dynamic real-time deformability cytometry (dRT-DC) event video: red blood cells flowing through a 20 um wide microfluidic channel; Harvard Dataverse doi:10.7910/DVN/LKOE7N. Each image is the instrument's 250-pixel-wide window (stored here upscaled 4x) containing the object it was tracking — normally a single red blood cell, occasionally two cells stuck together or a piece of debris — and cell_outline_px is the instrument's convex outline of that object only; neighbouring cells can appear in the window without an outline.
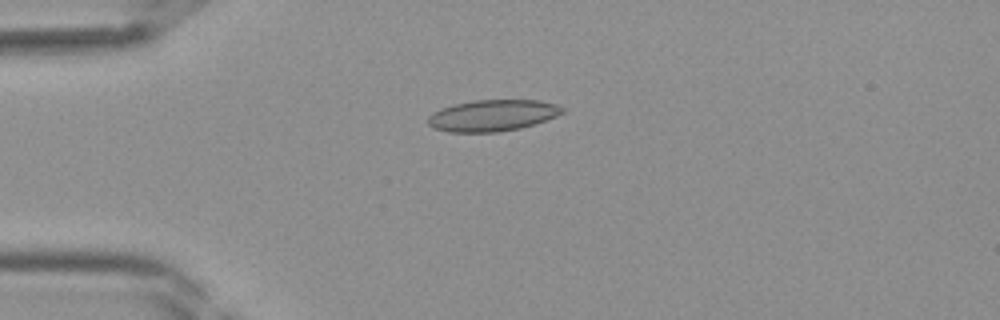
{"species": "Egyptian fruit bat (a non-hibernating species)", "species_latin": "Rousettus aegyptiacus", "temperature_condition": "room temperature", "stored_images_in_passage": 38, "camera_frame_rate_fps": 3000, "um_per_image_px": 0.085, "frame": {"image": 1, "passage_image": 8, "time_ms": 2.333, "image_size_px": [1000, 320], "cell_outline_px": [[564, 112], [556, 116], [536, 124], [520, 128], [496, 132], [448, 132], [432, 128], [428, 124], [428, 116], [432, 112], [440, 108], [472, 100], [540, 100], [556, 104], [564, 108]], "centroid_in_image_um": [41.85, 9.81], "position_along_channel_um": 43.1, "area_um2": 24.74}}
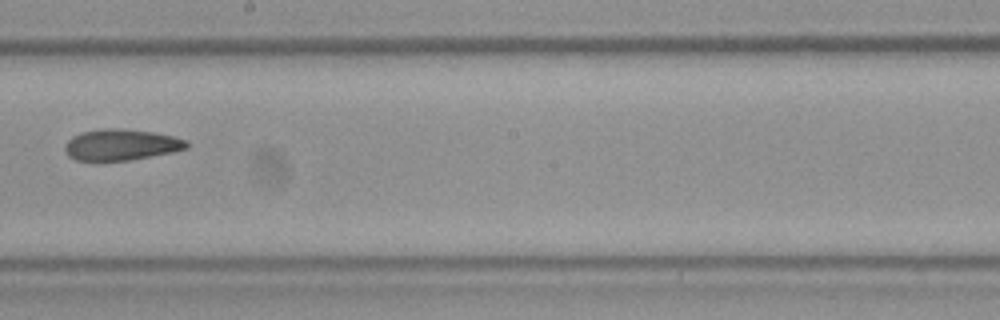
{"frame": {"image": 2, "passage_image": 21, "time_ms": 6.667, "image_size_px": [1000, 320], "cell_outline_px": [[188, 148], [172, 152], [128, 160], [76, 160], [68, 156], [64, 148], [68, 140], [72, 136], [80, 132], [104, 128], [124, 128], [152, 132], [172, 136], [188, 140]], "centroid_in_image_um": [10.29, 12.29], "position_along_channel_um": 237.9, "area_um2": 22.02}}
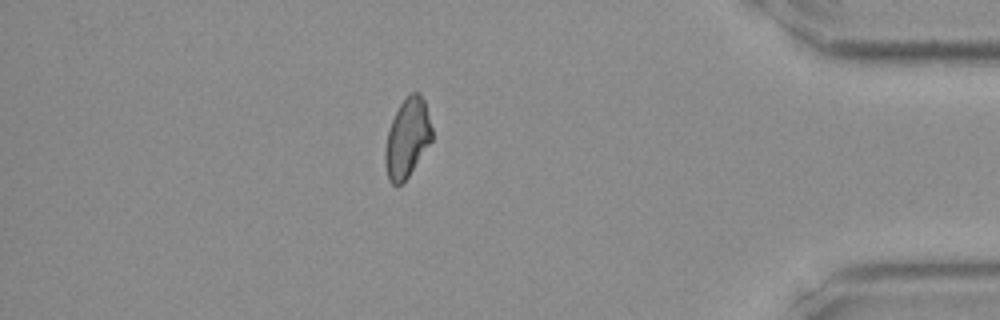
{"frame": {"image": 3, "passage_image": 33, "time_ms": 10.667, "image_size_px": [1000, 320], "cell_outline_px": [[432, 140], [408, 176], [396, 188], [388, 180], [384, 164], [384, 152], [388, 132], [392, 120], [400, 104], [412, 92], [420, 92], [424, 100], [432, 128]], "centroid_in_image_um": [34.6, 11.76], "position_along_channel_um": 400.6, "area_um2": 21.39}}